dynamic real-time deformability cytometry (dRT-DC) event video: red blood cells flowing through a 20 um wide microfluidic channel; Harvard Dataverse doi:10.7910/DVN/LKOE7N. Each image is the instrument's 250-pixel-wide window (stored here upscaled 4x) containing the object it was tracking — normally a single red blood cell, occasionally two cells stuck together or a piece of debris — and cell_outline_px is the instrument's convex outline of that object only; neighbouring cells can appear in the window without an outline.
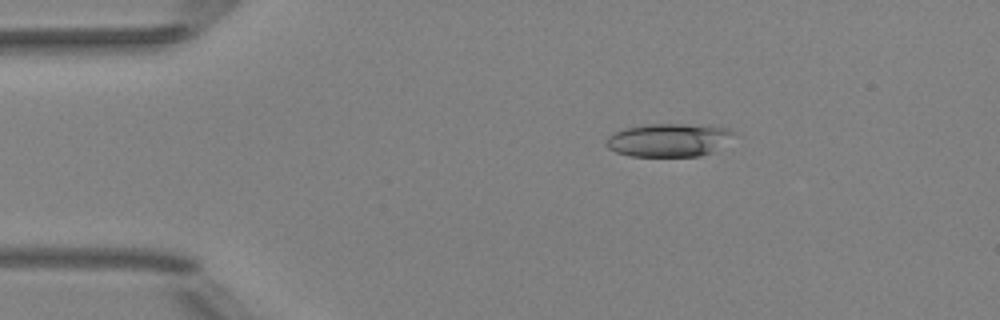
{"species": "Egyptian fruit bat (a non-hibernating species)", "species_latin": "Rousettus aegyptiacus", "temperature_condition": "room temperature", "stored_images_in_passage": 44, "camera_frame_rate_fps": 3000, "um_per_image_px": 0.085, "animal": {"sex": "female"}, "frame": {"image": 1, "passage_image": 2, "time_ms": 0.333, "image_size_px": [1000, 320], "cell_outline_px": [[736, 132], [712, 152], [700, 156], [632, 156], [616, 152], [608, 148], [604, 144], [608, 136], [612, 132], [624, 128], [640, 124], [708, 124], [728, 128]], "centroid_in_image_um": [56.79, 11.88], "position_along_channel_um": 28.2, "area_um2": 24.91}}
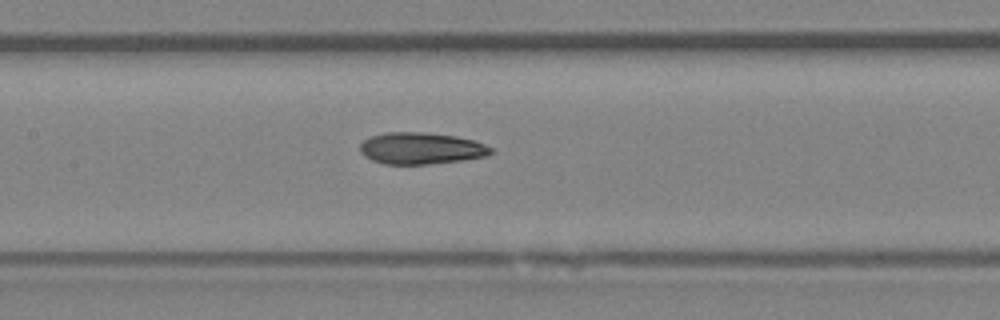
{"frame": {"image": 2, "passage_image": 17, "time_ms": 5.333, "image_size_px": [1000, 320], "cell_outline_px": [[496, 152], [488, 156], [460, 160], [428, 164], [384, 164], [372, 160], [364, 156], [360, 152], [360, 144], [368, 136], [384, 132], [424, 132], [456, 136], [472, 140], [484, 144], [492, 148]], "centroid_in_image_um": [35.77, 12.6], "position_along_channel_um": 171.6, "area_um2": 24.33}}
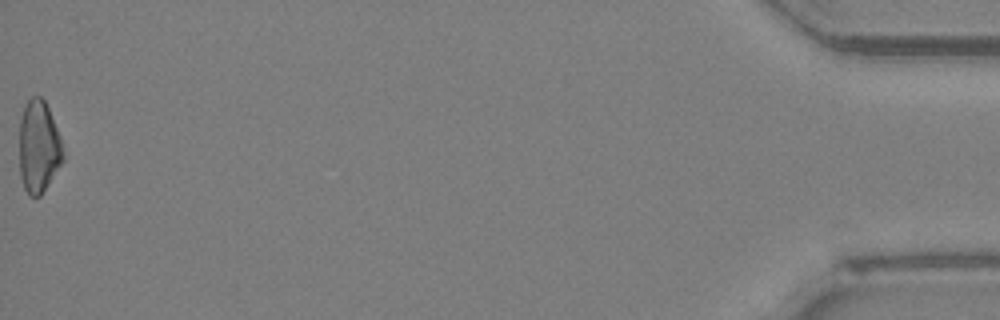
{"frame": {"image": 3, "passage_image": 44, "time_ms": 14.333, "image_size_px": [1000, 320], "cell_outline_px": [[64, 160], [40, 196], [28, 196], [24, 188], [20, 176], [20, 120], [24, 104], [32, 96], [40, 96], [44, 100], [48, 108], [60, 136], [64, 156]], "centroid_in_image_um": [3.28, 12.48], "position_along_channel_um": 431.9, "area_um2": 23.47}, "authors_computed_cell_mechanics": {"area_um2": 24.4783, "velocity_mm_per_s": 4.0453, "shape_relaxation_time_tau1_ms": 8.414, "shape_relaxation_time_tau2_ms": 3.7756, "deformation_change_tau1": 0.2168, "deformation_change_tau2": 0.1216}}